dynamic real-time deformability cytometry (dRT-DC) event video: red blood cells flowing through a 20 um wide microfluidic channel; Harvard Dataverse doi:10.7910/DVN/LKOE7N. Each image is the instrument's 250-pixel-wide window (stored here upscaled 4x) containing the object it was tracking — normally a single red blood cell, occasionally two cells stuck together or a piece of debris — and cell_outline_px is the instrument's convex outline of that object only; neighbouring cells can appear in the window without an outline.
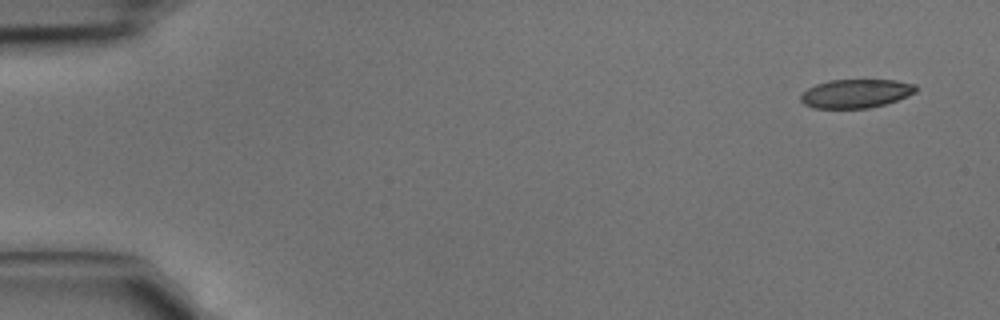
{"species": "common noctule bat (a hibernating species)", "species_latin": "Nyctalus noctula", "temperature_condition": "cold", "stored_images_in_passage": 6, "camera_frame_rate_fps": 3000, "um_per_image_px": 0.085, "animal": {"sex": "male", "body_mass_g": 15.6}, "frame": {"image": 1, "passage_image": 1, "time_ms": 0.0, "image_size_px": [1000, 320], "cell_outline_px": [[916, 92], [908, 96], [884, 104], [868, 108], [812, 108], [804, 104], [800, 100], [800, 96], [808, 88], [816, 84], [828, 80], [896, 80], [916, 84]], "centroid_in_image_um": [72.74, 7.94], "position_along_channel_um": 12.3, "area_um2": 19.25}}
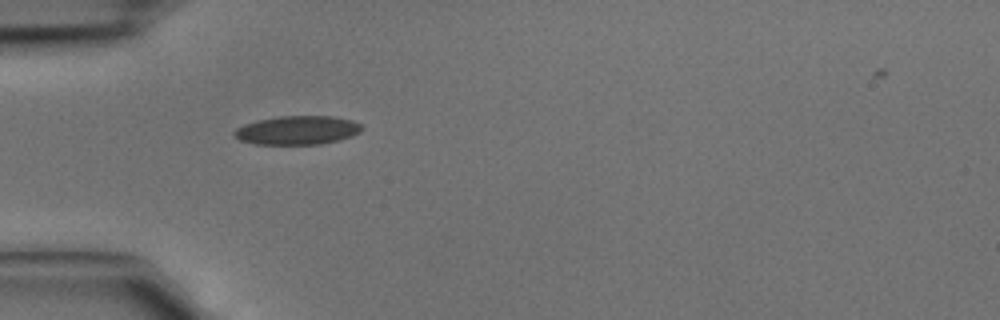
{"frame": {"image": 2, "passage_image": 4, "time_ms": 1.0, "image_size_px": [1000, 320], "cell_outline_px": [[364, 128], [360, 132], [352, 136], [340, 140], [320, 144], [256, 144], [240, 140], [232, 132], [236, 128], [244, 124], [256, 120], [280, 116], [332, 116], [352, 120], [360, 124]], "centroid_in_image_um": [25.29, 11.06], "position_along_channel_um": 59.7, "area_um2": 21.44}}